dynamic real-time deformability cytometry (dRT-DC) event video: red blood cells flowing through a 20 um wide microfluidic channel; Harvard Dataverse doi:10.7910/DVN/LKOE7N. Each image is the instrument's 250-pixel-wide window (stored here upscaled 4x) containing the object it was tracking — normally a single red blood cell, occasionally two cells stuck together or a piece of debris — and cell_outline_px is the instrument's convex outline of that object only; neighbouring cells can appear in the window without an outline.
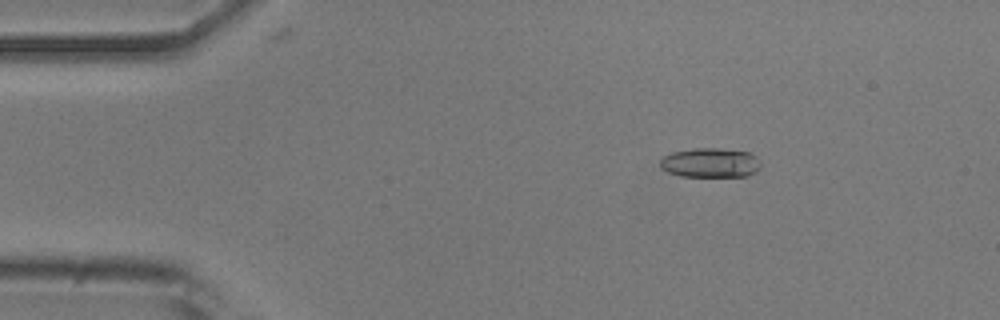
{"species": "common noctule bat (a hibernating species)", "species_latin": "Nyctalus noctula", "temperature_condition": "room temperature", "stored_images_in_passage": 16, "camera_frame_rate_fps": 3000, "um_per_image_px": 0.085, "animal": {"sex": "male", "body_mass_g": 20.5, "forearm_length_mm": 52.5}, "frame": {"image": 1, "passage_image": 5, "time_ms": 1.333, "image_size_px": [1000, 320], "cell_outline_px": [[760, 168], [756, 172], [748, 176], [680, 176], [668, 172], [660, 168], [660, 160], [664, 156], [672, 152], [692, 148], [720, 148], [748, 152], [756, 156], [760, 164]], "centroid_in_image_um": [60.37, 13.83], "position_along_channel_um": 24.6, "area_um2": 17.4}}
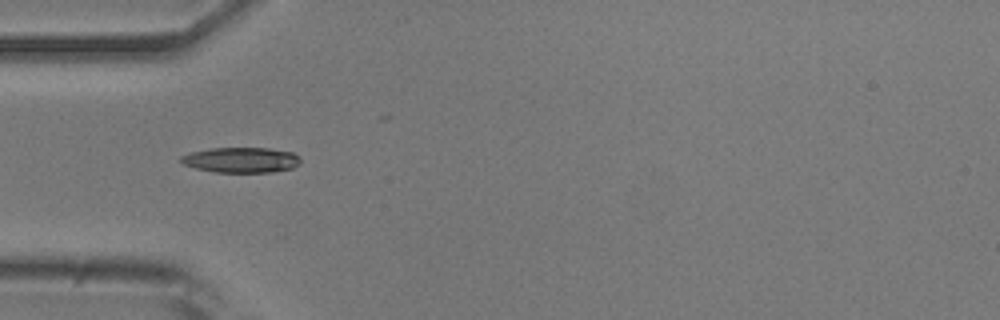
{"frame": {"image": 2, "passage_image": 13, "time_ms": 4.0, "image_size_px": [1000, 320], "cell_outline_px": [[300, 164], [292, 168], [272, 172], [216, 172], [196, 168], [184, 164], [180, 160], [180, 156], [188, 152], [208, 148], [268, 148], [292, 152], [300, 156]], "centroid_in_image_um": [20.49, 13.59], "position_along_channel_um": 64.5, "area_um2": 17.74}}